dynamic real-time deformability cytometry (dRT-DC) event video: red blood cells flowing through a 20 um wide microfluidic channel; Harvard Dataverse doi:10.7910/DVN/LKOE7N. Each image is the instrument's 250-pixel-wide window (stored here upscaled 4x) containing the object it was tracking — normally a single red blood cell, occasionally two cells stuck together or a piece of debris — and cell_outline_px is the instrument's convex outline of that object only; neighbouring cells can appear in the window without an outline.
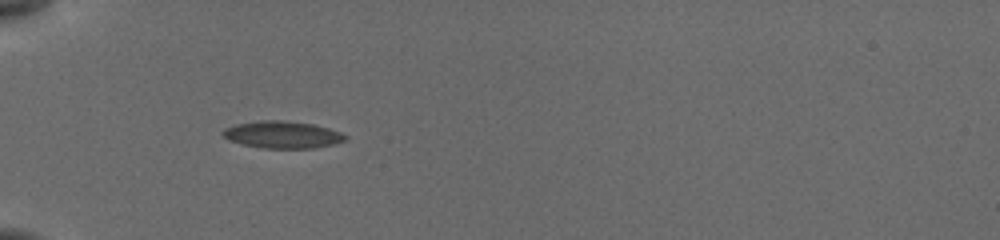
{"species": "common noctule bat (a hibernating species)", "species_latin": "Nyctalus noctula", "temperature_condition": "cold", "stored_images_in_passage": 29, "camera_frame_rate_fps": 3000, "um_per_image_px": 0.085, "animal": {"sex": "female", "body_mass_g": 19.5, "forearm_length_mm": 54.1}, "frame": {"image": 1, "passage_image": 1, "time_ms": 0.0, "image_size_px": [1000, 240], "cell_outline_px": [[348, 136], [344, 140], [332, 144], [312, 148], [264, 148], [244, 144], [228, 140], [220, 132], [224, 128], [236, 124], [260, 120], [280, 120], [312, 124], [328, 128], [340, 132]], "centroid_in_image_um": [23.97, 11.44], "position_along_channel_um": 61.0, "area_um2": 19.13}}
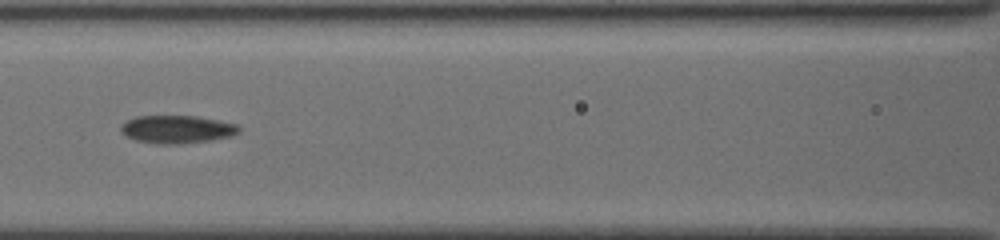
{"frame": {"image": 2, "passage_image": 20, "time_ms": 2.667, "image_size_px": [1000, 240], "cell_outline_px": [[240, 132], [232, 136], [212, 140], [176, 144], [160, 144], [136, 140], [124, 136], [120, 132], [120, 124], [136, 116], [196, 116], [240, 124]], "centroid_in_image_um": [15.05, 10.99], "position_along_channel_um": 151.5, "area_um2": 19.42}}
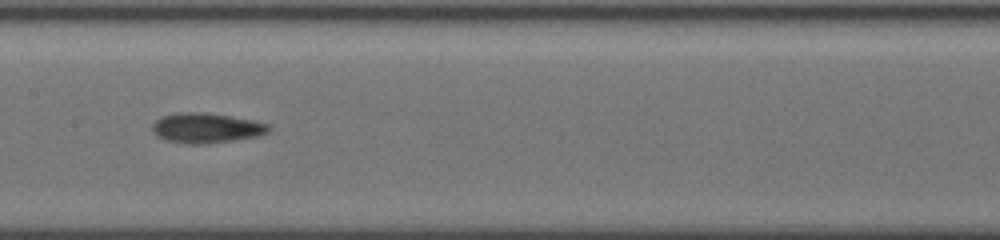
{"frame": {"image": 3, "passage_image": 28, "time_ms": 3.667, "image_size_px": [1000, 240], "cell_outline_px": [[268, 132], [256, 136], [232, 140], [204, 144], [188, 144], [164, 140], [156, 136], [152, 128], [152, 124], [160, 116], [176, 112], [204, 112], [228, 116], [268, 124]], "centroid_in_image_um": [17.42, 10.88], "position_along_channel_um": 190.0, "area_um2": 20.11}}